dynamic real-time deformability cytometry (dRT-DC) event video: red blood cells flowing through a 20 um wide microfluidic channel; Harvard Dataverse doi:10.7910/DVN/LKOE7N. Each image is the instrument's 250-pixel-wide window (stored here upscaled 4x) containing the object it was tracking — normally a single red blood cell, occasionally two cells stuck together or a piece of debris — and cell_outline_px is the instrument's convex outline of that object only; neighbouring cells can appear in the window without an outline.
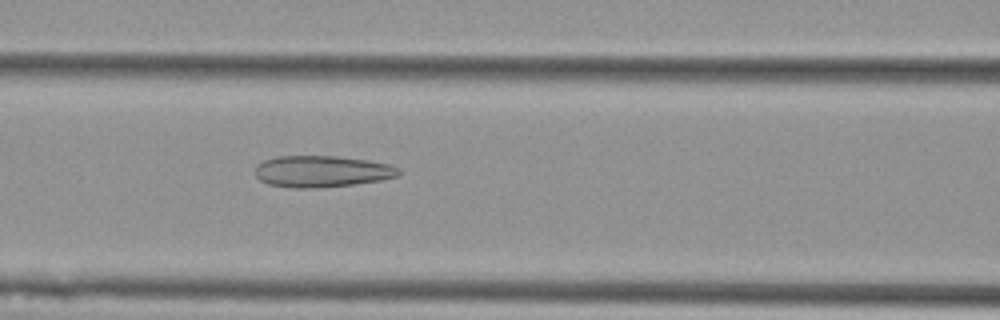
{"species": "Egyptian fruit bat (a non-hibernating species)", "species_latin": "Rousettus aegyptiacus", "temperature_condition": "cold", "stored_images_in_passage": 53, "camera_frame_rate_fps": 3000, "um_per_image_px": 0.085, "animal": {"sex": "female"}, "frame": {"image": 1, "passage_image": 23, "time_ms": 7.333, "image_size_px": [1000, 320], "cell_outline_px": [[400, 172], [396, 176], [380, 180], [352, 184], [316, 188], [292, 188], [268, 184], [260, 180], [256, 176], [256, 164], [264, 160], [276, 156], [336, 156], [368, 160], [388, 164], [400, 168]], "centroid_in_image_um": [27.32, 14.56], "position_along_channel_um": 139.3, "area_um2": 26.3}}
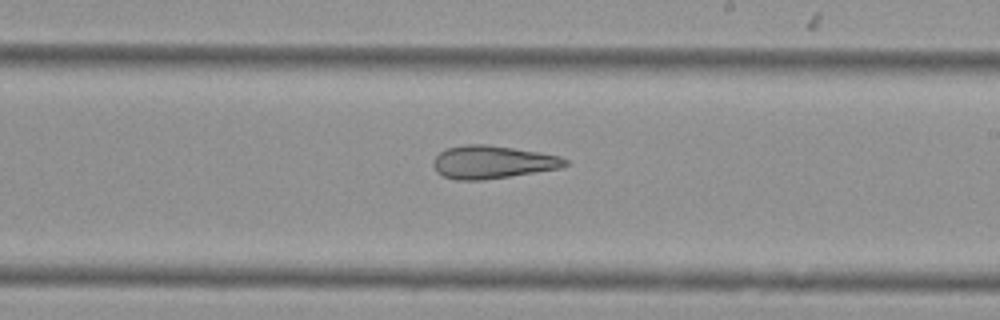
{"frame": {"image": 2, "passage_image": 32, "time_ms": 10.333, "image_size_px": [1000, 320], "cell_outline_px": [[568, 164], [560, 168], [508, 176], [480, 180], [456, 180], [444, 176], [436, 172], [432, 164], [432, 160], [444, 148], [464, 144], [484, 144], [540, 152], [560, 156], [568, 160]], "centroid_in_image_um": [41.81, 13.77], "position_along_channel_um": 247.2, "area_um2": 25.26}}
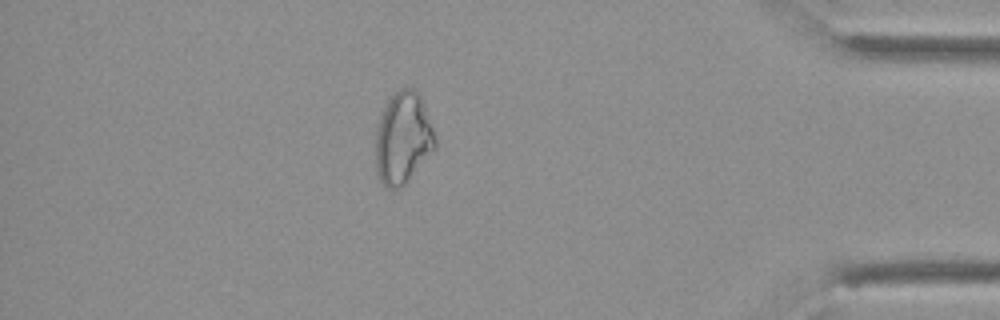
{"frame": {"image": 3, "passage_image": 48, "time_ms": 15.667, "image_size_px": [1000, 320], "cell_outline_px": [[436, 148], [408, 180], [400, 188], [392, 192], [376, 176], [376, 128], [380, 116], [388, 96], [400, 88], [412, 88], [420, 96], [432, 128], [436, 140]], "centroid_in_image_um": [34.22, 11.76], "position_along_channel_um": 401.0, "area_um2": 31.91}}